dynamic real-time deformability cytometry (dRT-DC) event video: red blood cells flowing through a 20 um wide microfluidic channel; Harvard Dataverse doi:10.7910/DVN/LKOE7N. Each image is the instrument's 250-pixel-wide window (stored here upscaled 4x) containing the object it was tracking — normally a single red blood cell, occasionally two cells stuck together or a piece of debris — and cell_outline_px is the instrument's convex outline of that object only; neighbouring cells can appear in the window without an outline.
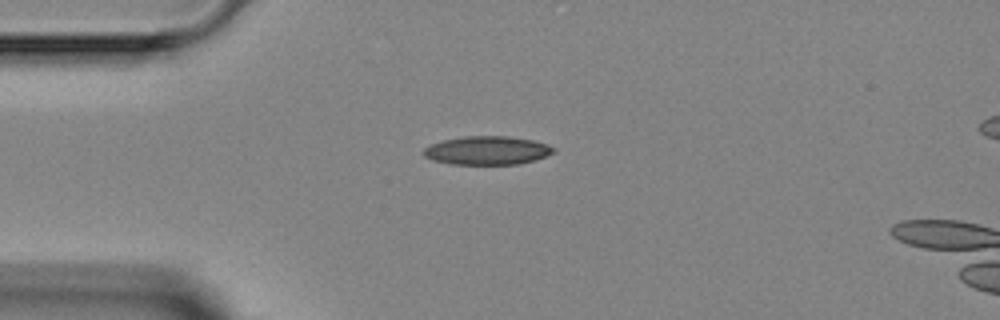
{"species": "Egyptian fruit bat (a non-hibernating species)", "species_latin": "Rousettus aegyptiacus", "temperature_condition": "room temperature", "stored_images_in_passage": 2, "camera_frame_rate_fps": 3000, "um_per_image_px": 0.085, "animal": {"sex": "female"}, "frame": {"image": 1, "passage_image": 1, "time_ms": 0.0, "image_size_px": [1000, 320], "cell_outline_px": [[556, 152], [536, 160], [516, 164], [452, 164], [432, 160], [424, 156], [424, 148], [432, 144], [444, 140], [464, 136], [508, 136], [532, 140], [548, 144], [556, 148]], "centroid_in_image_um": [41.45, 12.79], "position_along_channel_um": 43.5, "area_um2": 21.62}}